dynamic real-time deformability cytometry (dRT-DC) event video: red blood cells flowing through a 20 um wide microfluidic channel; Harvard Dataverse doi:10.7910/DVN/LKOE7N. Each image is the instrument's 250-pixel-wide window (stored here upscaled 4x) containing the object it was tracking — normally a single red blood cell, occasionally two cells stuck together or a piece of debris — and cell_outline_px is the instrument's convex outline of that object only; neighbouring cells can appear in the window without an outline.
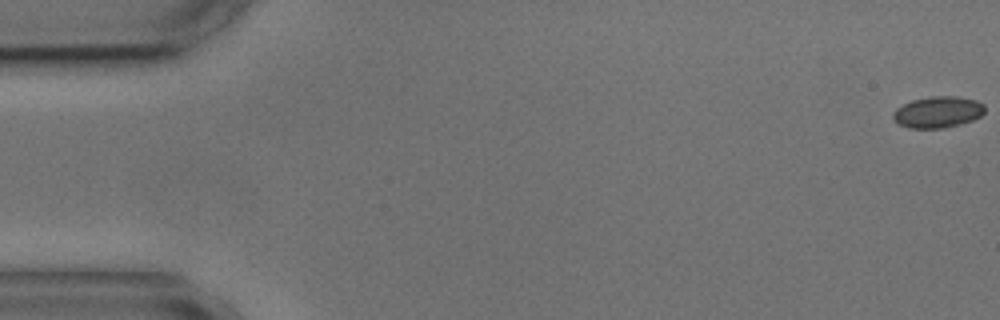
{"species": "common noctule bat (a hibernating species)", "species_latin": "Nyctalus noctula", "temperature_condition": "cold", "stored_images_in_passage": 5, "camera_frame_rate_fps": 3000, "um_per_image_px": 0.085, "animal": {"sex": "male", "body_mass_g": 17.9, "forearm_length_mm": 54.2}, "frame": {"image": 1, "passage_image": 1, "time_ms": 0.0, "image_size_px": [1000, 320], "cell_outline_px": [[984, 112], [980, 116], [972, 120], [960, 124], [944, 128], [908, 128], [900, 124], [892, 116], [892, 112], [896, 108], [912, 100], [932, 96], [956, 96], [976, 100], [984, 104]], "centroid_in_image_um": [79.72, 9.52], "position_along_channel_um": 5.3, "area_um2": 16.7}}
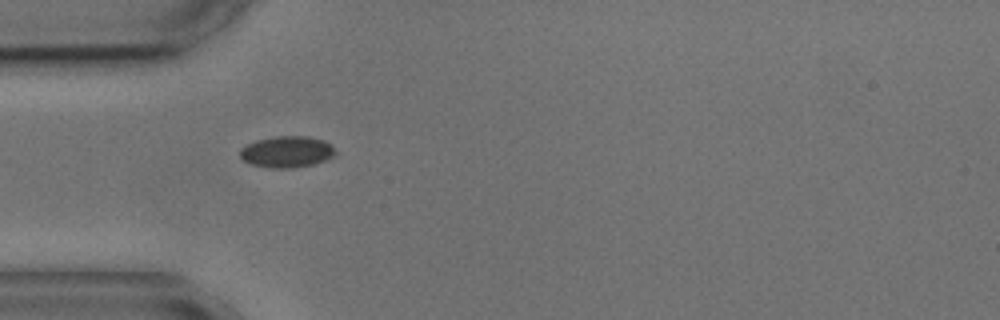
{"frame": {"image": 2, "passage_image": 4, "time_ms": 5.0, "image_size_px": [1000, 320], "cell_outline_px": [[336, 156], [328, 160], [312, 164], [292, 168], [268, 168], [252, 164], [244, 160], [240, 156], [240, 148], [256, 140], [276, 136], [308, 136], [324, 140], [332, 144], [336, 152]], "centroid_in_image_um": [24.43, 12.9], "position_along_channel_um": 60.6, "area_um2": 17.63}}